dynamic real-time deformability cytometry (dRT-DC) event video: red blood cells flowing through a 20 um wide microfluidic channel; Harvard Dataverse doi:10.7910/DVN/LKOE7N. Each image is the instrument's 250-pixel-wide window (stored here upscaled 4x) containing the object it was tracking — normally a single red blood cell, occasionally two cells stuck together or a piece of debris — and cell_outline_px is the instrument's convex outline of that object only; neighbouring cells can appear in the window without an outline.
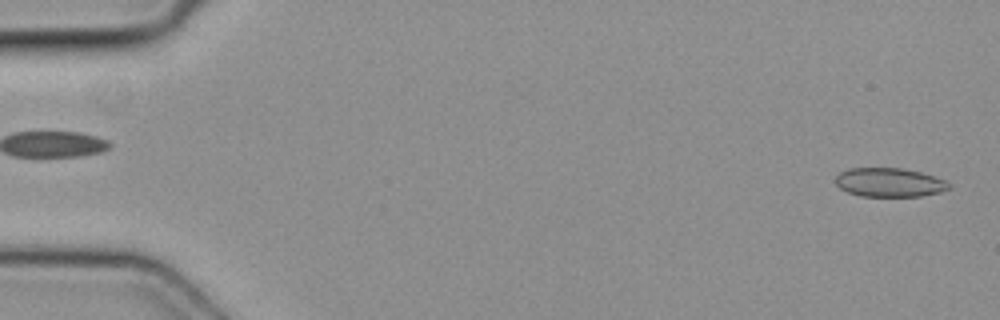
{"species": "common noctule bat (a hibernating species)", "species_latin": "Nyctalus noctula", "temperature_condition": "cold", "stored_images_in_passage": 15, "camera_frame_rate_fps": 3000, "um_per_image_px": 0.085, "animal": {"sex": "female", "body_mass_g": 19.3, "forearm_length_mm": 54.1}, "frame": {"image": 1, "passage_image": 1, "time_ms": 0.0, "image_size_px": [1000, 320], "cell_outline_px": [[952, 188], [940, 192], [920, 196], [860, 196], [848, 192], [840, 188], [836, 184], [836, 176], [840, 172], [848, 168], [904, 168], [920, 172], [944, 180], [952, 184]], "centroid_in_image_um": [75.61, 15.5], "position_along_channel_um": 9.4, "area_um2": 19.13}}